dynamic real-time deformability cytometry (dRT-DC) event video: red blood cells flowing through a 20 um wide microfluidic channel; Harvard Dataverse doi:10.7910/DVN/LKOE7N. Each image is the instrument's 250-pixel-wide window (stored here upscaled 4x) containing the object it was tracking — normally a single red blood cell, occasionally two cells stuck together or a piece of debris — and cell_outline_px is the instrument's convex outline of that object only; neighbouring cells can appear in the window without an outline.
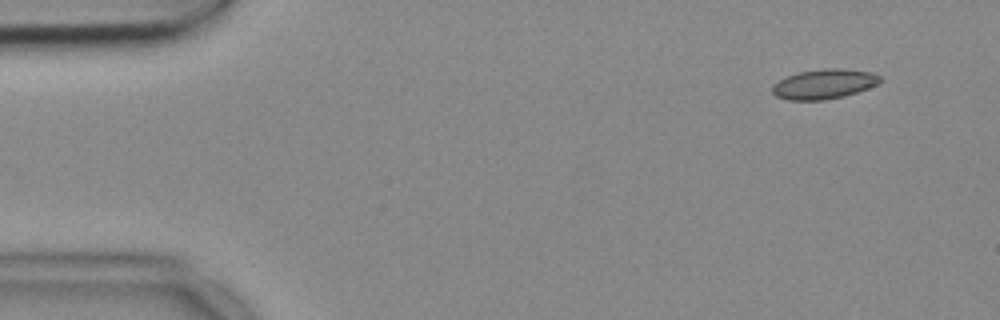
{"species": "common noctule bat (a hibernating species)", "species_latin": "Nyctalus noctula", "temperature_condition": "cold", "stored_images_in_passage": 51, "camera_frame_rate_fps": 3000, "um_per_image_px": 0.085, "animal": {"sex": "female", "body_mass_g": 18.4}, "frame": {"image": 1, "passage_image": 1, "time_ms": 0.0, "image_size_px": [1000, 320], "cell_outline_px": [[880, 80], [876, 84], [868, 88], [844, 96], [824, 100], [788, 100], [776, 96], [772, 92], [772, 84], [788, 76], [800, 72], [824, 68], [840, 68], [872, 72], [880, 76]], "centroid_in_image_um": [70.02, 7.14], "position_along_channel_um": 15.0, "area_um2": 18.55}}
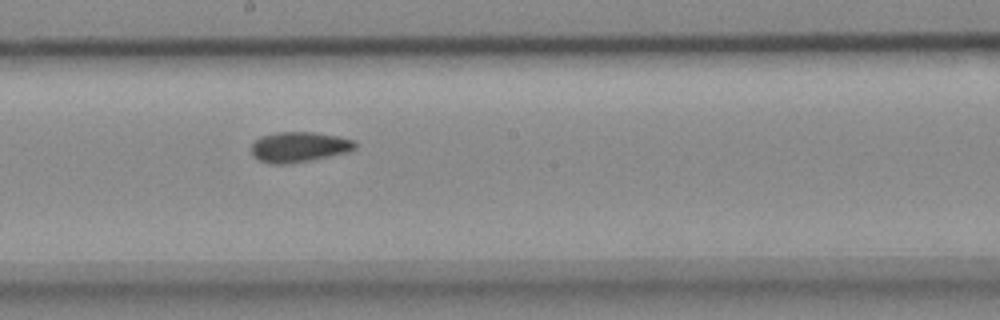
{"frame": {"image": 2, "passage_image": 26, "time_ms": 8.333, "image_size_px": [1000, 320], "cell_outline_px": [[356, 148], [348, 152], [288, 164], [268, 164], [252, 156], [252, 144], [260, 136], [276, 132], [312, 132], [340, 136], [356, 140]], "centroid_in_image_um": [25.42, 12.48], "position_along_channel_um": 222.8, "area_um2": 18.38}}
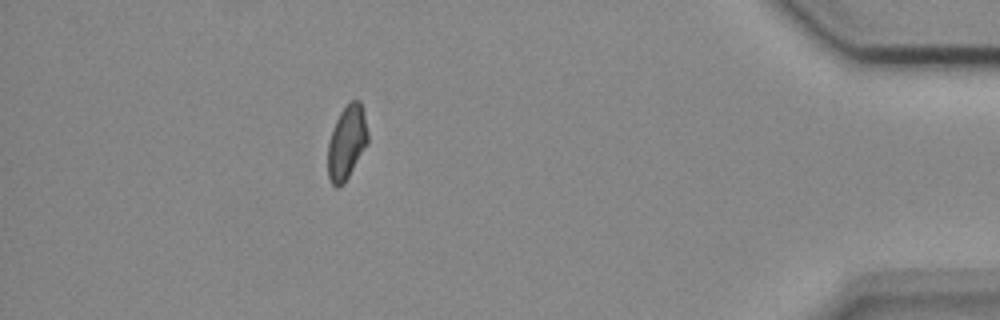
{"frame": {"image": 3, "passage_image": 45, "time_ms": 14.667, "image_size_px": [1000, 320], "cell_outline_px": [[368, 144], [344, 184], [340, 188], [336, 188], [332, 184], [328, 176], [328, 144], [332, 128], [340, 112], [352, 100], [360, 100], [368, 132]], "centroid_in_image_um": [29.47, 12.15], "position_along_channel_um": 405.7, "area_um2": 17.28}, "authors_computed_cell_mechanics": {"area_um2": 17.918, "velocity_mm_per_s": 3.6877, "shape_relaxation_time_tau1_ms": null, "shape_relaxation_time_tau2_ms": 5.9468, "deformation_change_tau1": null, "deformation_change_tau2": 0.0784}}